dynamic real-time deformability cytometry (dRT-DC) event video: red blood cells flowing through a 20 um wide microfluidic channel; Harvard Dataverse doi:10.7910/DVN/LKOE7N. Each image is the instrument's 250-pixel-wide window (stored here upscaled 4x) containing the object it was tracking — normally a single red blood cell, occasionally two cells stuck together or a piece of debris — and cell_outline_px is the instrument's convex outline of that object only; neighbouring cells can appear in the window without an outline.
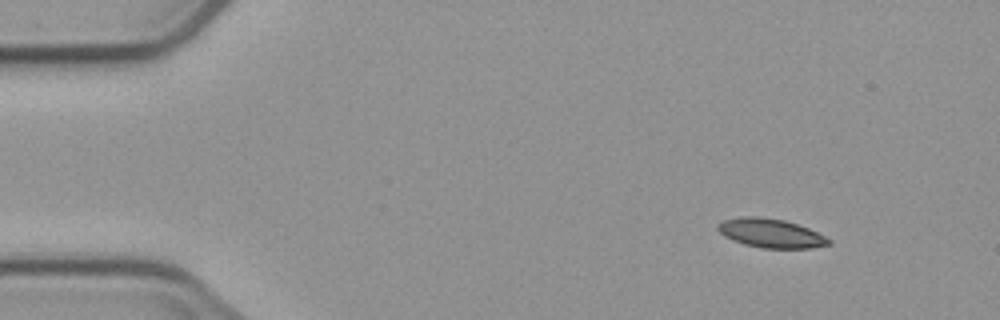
{"species": "common noctule bat (a hibernating species)", "species_latin": "Nyctalus noctula", "temperature_condition": "cold", "stored_images_in_passage": 5, "segment_of_instrument_passage": [1, 2], "camera_frame_rate_fps": 3000, "um_per_image_px": 0.085, "animal": {"sex": "male", "body_mass_g": 23.1, "forearm_length_mm": 52.7}, "frame": {"image": 1, "passage_image": 1, "time_ms": 0.0, "image_size_px": [1000, 320], "cell_outline_px": [[832, 244], [812, 248], [760, 248], [744, 244], [732, 240], [724, 236], [716, 228], [716, 224], [724, 220], [740, 216], [756, 216], [784, 220], [808, 228], [832, 240]], "centroid_in_image_um": [65.5, 19.82], "position_along_channel_um": 19.5, "area_um2": 18.79}}